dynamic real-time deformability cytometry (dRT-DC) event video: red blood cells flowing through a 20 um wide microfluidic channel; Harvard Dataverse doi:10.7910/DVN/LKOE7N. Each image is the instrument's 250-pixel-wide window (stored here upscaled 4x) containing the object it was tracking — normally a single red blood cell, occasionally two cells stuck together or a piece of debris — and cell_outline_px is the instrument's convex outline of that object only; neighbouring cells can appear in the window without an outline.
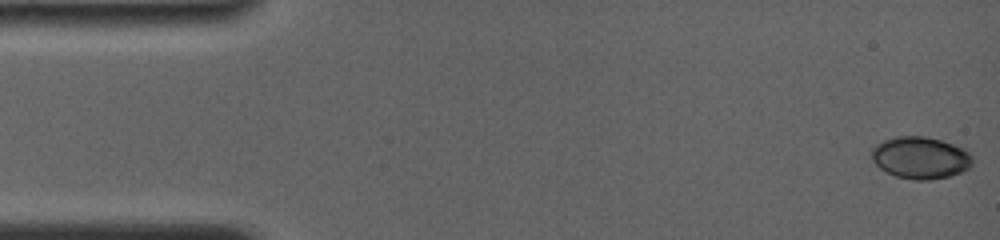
{"species": "common noctule bat (a hibernating species)", "species_latin": "Nyctalus noctula", "temperature_condition": "room temperature", "stored_images_in_passage": 64, "camera_frame_rate_fps": 4000, "um_per_image_px": 0.085, "animal": {"sex": "female", "body_mass_g": 19.0, "forearm_length_mm": 56.7}, "frame": {"image": 1, "passage_image": 1, "time_ms": 0.0, "image_size_px": [1000, 240], "cell_outline_px": [[972, 168], [948, 176], [928, 180], [916, 180], [896, 176], [880, 168], [872, 160], [872, 148], [876, 144], [884, 140], [896, 136], [928, 136], [952, 144], [968, 152], [972, 156]], "centroid_in_image_um": [78.23, 13.4], "position_along_channel_um": 6.8, "area_um2": 24.57}}
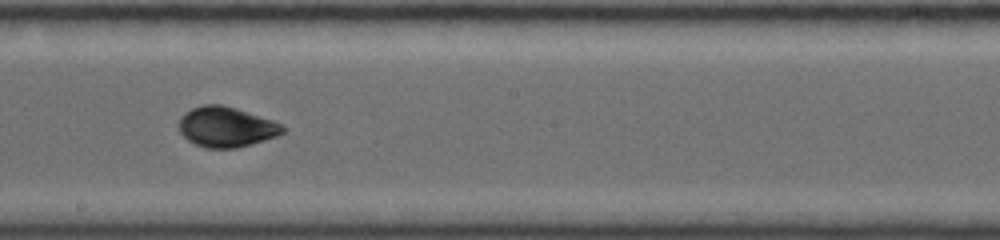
{"frame": {"image": 2, "passage_image": 37, "time_ms": 9.0, "image_size_px": [1000, 240], "cell_outline_px": [[284, 132], [276, 136], [264, 140], [236, 148], [204, 148], [188, 140], [180, 132], [180, 116], [184, 112], [192, 108], [204, 104], [220, 104], [236, 108], [272, 120], [280, 124], [284, 128]], "centroid_in_image_um": [19.2, 10.78], "position_along_channel_um": 229.0, "area_um2": 24.1}}
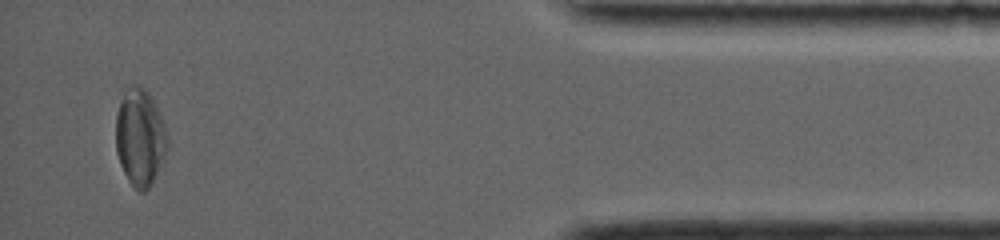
{"frame": {"image": 3, "passage_image": 62, "time_ms": 15.25, "image_size_px": [1000, 240], "cell_outline_px": [[168, 148], [148, 188], [144, 192], [140, 192], [128, 180], [120, 164], [116, 152], [116, 116], [120, 100], [128, 88], [132, 84], [136, 84], [144, 88], [148, 92], [160, 112], [168, 136]], "centroid_in_image_um": [11.89, 11.64], "position_along_channel_um": 423.3, "area_um2": 28.9}}